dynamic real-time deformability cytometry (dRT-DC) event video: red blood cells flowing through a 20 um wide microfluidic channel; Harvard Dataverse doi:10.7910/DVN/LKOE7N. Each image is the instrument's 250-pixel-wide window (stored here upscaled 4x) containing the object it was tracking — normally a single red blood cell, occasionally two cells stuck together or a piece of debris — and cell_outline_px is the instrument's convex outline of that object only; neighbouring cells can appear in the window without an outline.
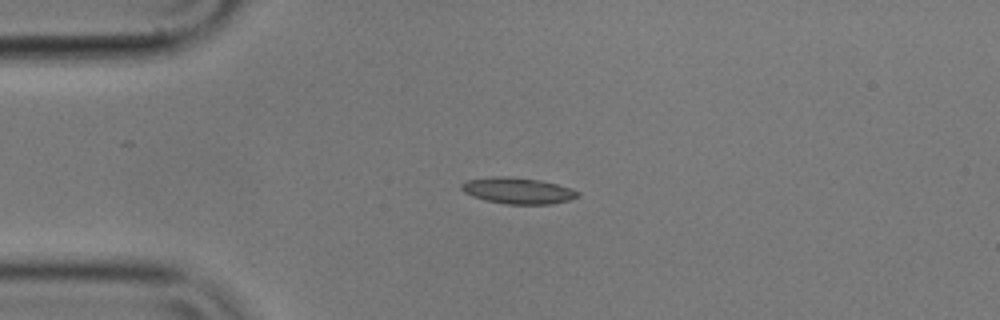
{"species": "common noctule bat (a hibernating species)", "species_latin": "Nyctalus noctula", "temperature_condition": "cold", "stored_images_in_passage": 2, "camera_frame_rate_fps": 3000, "um_per_image_px": 0.085, "animal": {"sex": "male", "body_mass_g": 17.9}, "frame": {"image": 1, "passage_image": 1, "time_ms": 0.0, "image_size_px": [1000, 320], "cell_outline_px": [[580, 196], [568, 200], [552, 204], [508, 204], [484, 200], [472, 196], [464, 192], [460, 188], [460, 184], [468, 180], [492, 176], [508, 176], [540, 180], [572, 188], [580, 192]], "centroid_in_image_um": [44.01, 16.2], "position_along_channel_um": 41.0, "area_um2": 17.86}}